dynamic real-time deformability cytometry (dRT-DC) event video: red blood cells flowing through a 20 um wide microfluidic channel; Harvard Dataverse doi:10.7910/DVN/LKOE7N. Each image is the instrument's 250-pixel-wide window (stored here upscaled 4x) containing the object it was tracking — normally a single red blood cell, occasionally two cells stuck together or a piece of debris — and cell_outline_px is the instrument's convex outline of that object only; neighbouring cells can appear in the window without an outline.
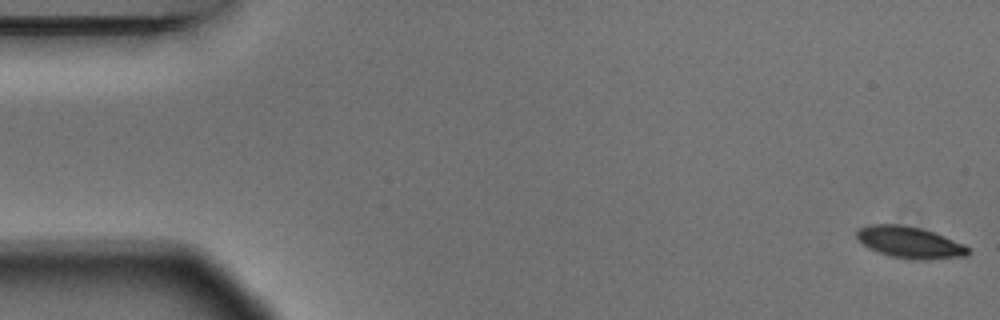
{"species": "Egyptian fruit bat (a non-hibernating species)", "species_latin": "Rousettus aegyptiacus", "temperature_condition": "warm", "stored_images_in_passage": 5, "camera_frame_rate_fps": 3000, "um_per_image_px": 0.085, "animal": {"sex": "male"}, "frame": {"image": 1, "passage_image": 1, "time_ms": 0.0, "image_size_px": [1000, 320], "cell_outline_px": [[972, 252], [968, 256], [928, 260], [916, 260], [892, 256], [868, 248], [856, 236], [856, 232], [860, 228], [872, 224], [900, 224], [920, 228], [936, 232], [964, 244]], "centroid_in_image_um": [77.4, 20.6], "position_along_channel_um": 7.6, "area_um2": 20.58}}
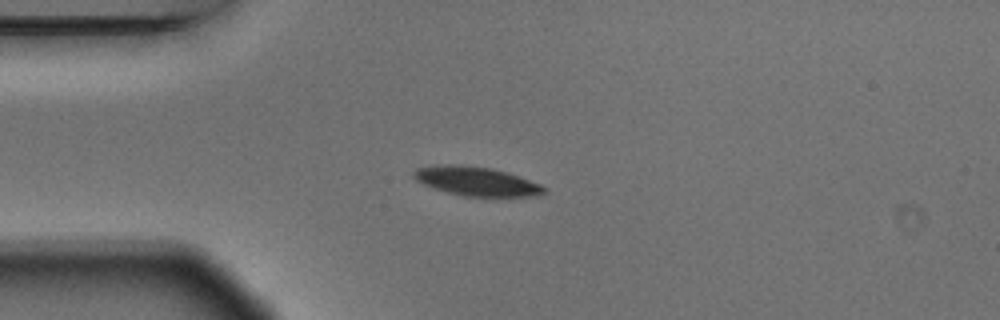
{"frame": {"image": 2, "passage_image": 4, "time_ms": 1.0, "image_size_px": [1000, 320], "cell_outline_px": [[548, 188], [544, 192], [536, 196], [464, 196], [432, 188], [416, 180], [412, 176], [412, 172], [416, 168], [448, 164], [456, 164], [492, 168], [508, 172], [540, 184]], "centroid_in_image_um": [40.49, 15.4], "position_along_channel_um": 44.5, "area_um2": 21.96}}
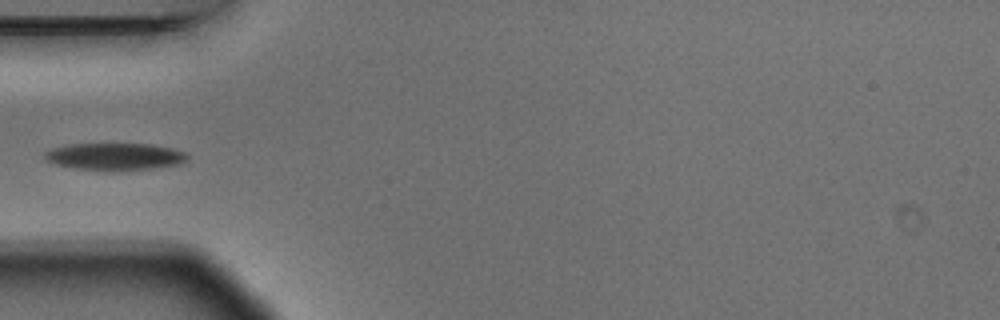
{"frame": {"image": 3, "passage_image": 5, "time_ms": 1.333, "image_size_px": [1000, 320], "cell_outline_px": [[188, 160], [184, 164], [156, 168], [104, 172], [72, 168], [56, 164], [44, 160], [44, 152], [52, 148], [68, 144], [152, 144], [172, 148], [184, 152], [188, 156]], "centroid_in_image_um": [9.77, 13.33], "position_along_channel_um": 75.2, "area_um2": 23.18}}